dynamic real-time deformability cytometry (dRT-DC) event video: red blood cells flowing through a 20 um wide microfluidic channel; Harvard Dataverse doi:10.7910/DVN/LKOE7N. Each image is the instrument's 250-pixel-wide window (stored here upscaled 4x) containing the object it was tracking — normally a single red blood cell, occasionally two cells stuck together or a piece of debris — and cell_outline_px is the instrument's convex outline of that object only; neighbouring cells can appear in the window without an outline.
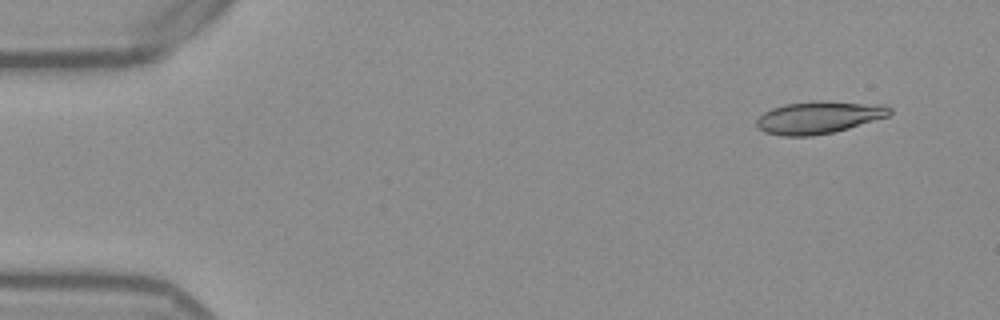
{"species": "Egyptian fruit bat (a non-hibernating species)", "species_latin": "Rousettus aegyptiacus", "temperature_condition": "warm", "stored_images_in_passage": 49, "camera_frame_rate_fps": 3000, "um_per_image_px": 0.085, "frame": {"image": 1, "passage_image": 1, "time_ms": 0.0, "image_size_px": [1000, 320], "cell_outline_px": [[892, 112], [888, 116], [848, 128], [832, 132], [812, 136], [780, 136], [764, 132], [756, 128], [756, 120], [764, 112], [772, 108], [784, 104], [820, 100], [884, 104], [892, 108]], "centroid_in_image_um": [69.58, 9.97], "position_along_channel_um": 15.4, "area_um2": 25.32}}
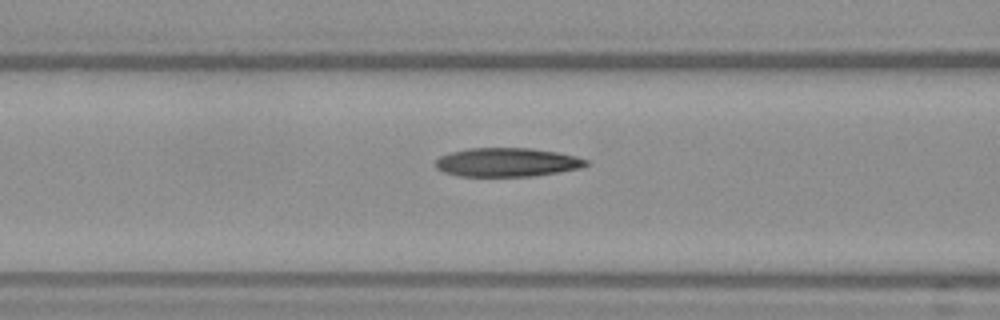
{"frame": {"image": 2, "passage_image": 18, "time_ms": 5.667, "image_size_px": [1000, 320], "cell_outline_px": [[588, 164], [580, 168], [560, 172], [532, 176], [460, 176], [444, 172], [436, 168], [436, 160], [440, 156], [448, 152], [468, 148], [532, 148], [556, 152], [576, 156], [588, 160]], "centroid_in_image_um": [43.09, 13.79], "position_along_channel_um": 123.5, "area_um2": 25.32}}
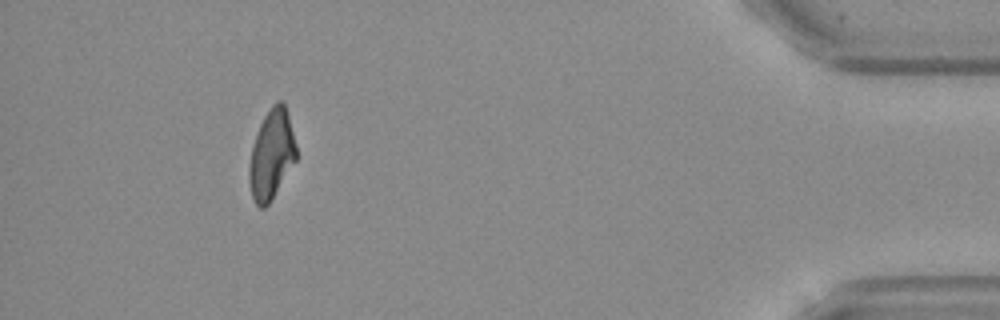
{"frame": {"image": 3, "passage_image": 45, "time_ms": 14.667, "image_size_px": [1000, 320], "cell_outline_px": [[296, 160], [268, 204], [264, 208], [260, 208], [256, 204], [252, 196], [248, 176], [248, 168], [252, 144], [260, 124], [264, 116], [272, 104], [276, 100], [280, 100], [284, 104], [288, 116], [296, 144]], "centroid_in_image_um": [23.06, 13.12], "position_along_channel_um": 412.1, "area_um2": 24.33}, "authors_computed_cell_mechanics": {"area_um2": 25.3742, "velocity_mm_per_s": 3.8725, "shape_relaxation_time_tau1_ms": null, "shape_relaxation_time_tau2_ms": 3.541, "deformation_change_tau1": null, "deformation_change_tau2": 0.1342}}